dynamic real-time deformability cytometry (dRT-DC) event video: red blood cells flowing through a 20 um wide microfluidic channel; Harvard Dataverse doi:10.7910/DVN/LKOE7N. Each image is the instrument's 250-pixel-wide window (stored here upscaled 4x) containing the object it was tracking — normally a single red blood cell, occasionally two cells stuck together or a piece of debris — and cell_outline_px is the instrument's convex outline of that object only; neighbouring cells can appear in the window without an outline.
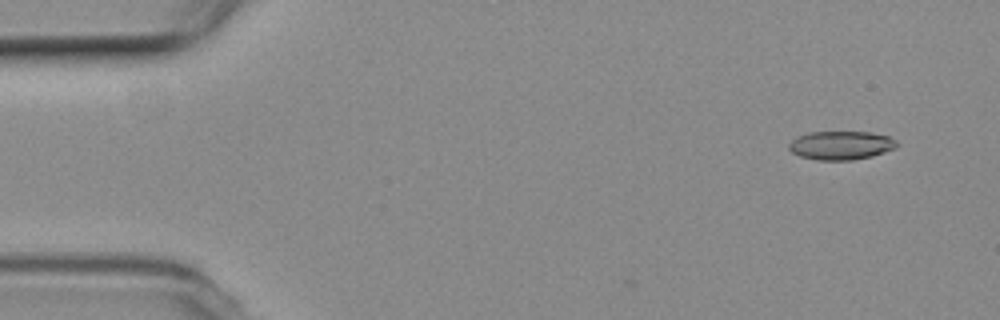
{"species": "common noctule bat (a hibernating species)", "species_latin": "Nyctalus noctula", "temperature_condition": "room temperature", "stored_images_in_passage": 7, "camera_frame_rate_fps": 3000, "um_per_image_px": 0.085, "animal": {"sex": "female", "body_mass_g": 19.3, "forearm_length_mm": 54.1}, "frame": {"image": 1, "passage_image": 4, "time_ms": 1.0, "image_size_px": [1000, 320], "cell_outline_px": [[900, 144], [896, 148], [872, 156], [852, 160], [816, 160], [800, 156], [792, 152], [788, 148], [788, 144], [796, 136], [808, 132], [868, 132], [888, 136], [896, 140]], "centroid_in_image_um": [71.48, 12.35], "position_along_channel_um": 13.5, "area_um2": 18.15}}